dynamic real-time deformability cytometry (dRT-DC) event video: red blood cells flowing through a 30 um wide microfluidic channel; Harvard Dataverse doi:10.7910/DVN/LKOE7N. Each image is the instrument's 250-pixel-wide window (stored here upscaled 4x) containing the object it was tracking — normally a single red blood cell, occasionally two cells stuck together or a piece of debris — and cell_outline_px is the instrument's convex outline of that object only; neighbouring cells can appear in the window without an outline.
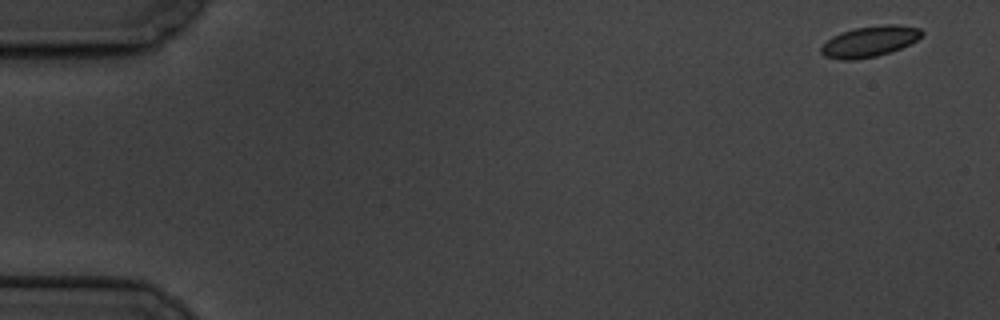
{"species": "common noctule bat (a hibernating species)", "species_latin": "Nyctalus noctula", "temperature_condition": "cold", "stored_images_in_passage": 8, "camera_frame_rate_fps": 3000, "um_per_image_px": 0.085, "animal": {"sex": "male", "body_mass_g": 19.5, "forearm_length_mm": 54.6}, "frame": {"image": 1, "passage_image": 1, "time_ms": 0.0, "image_size_px": [1000, 320], "cell_outline_px": [[924, 32], [916, 40], [900, 48], [876, 56], [856, 60], [844, 60], [824, 56], [820, 52], [820, 48], [832, 36], [840, 32], [852, 28], [884, 24], [896, 24], [920, 28]], "centroid_in_image_um": [73.89, 3.51], "position_along_channel_um": 11.1, "area_um2": 18.03}}
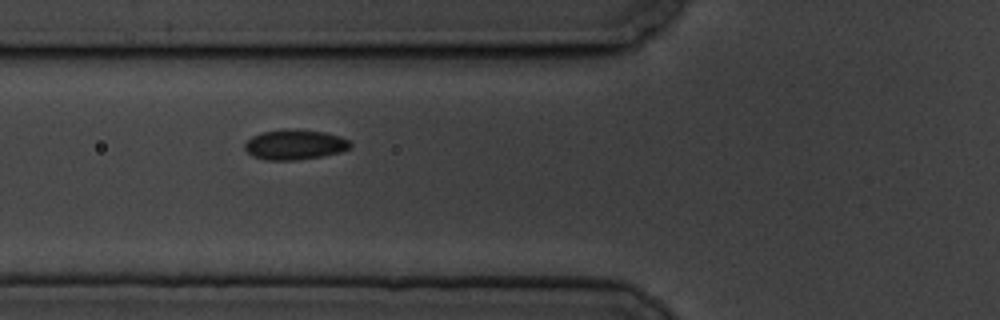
{"frame": {"image": 2, "passage_image": 6, "time_ms": 6.667, "image_size_px": [1000, 320], "cell_outline_px": [[352, 148], [340, 152], [324, 156], [296, 160], [264, 160], [252, 156], [244, 148], [244, 144], [252, 136], [264, 132], [292, 128], [296, 128], [324, 132], [340, 136], [352, 140]], "centroid_in_image_um": [25.11, 12.29], "position_along_channel_um": 100.7, "area_um2": 18.79}}
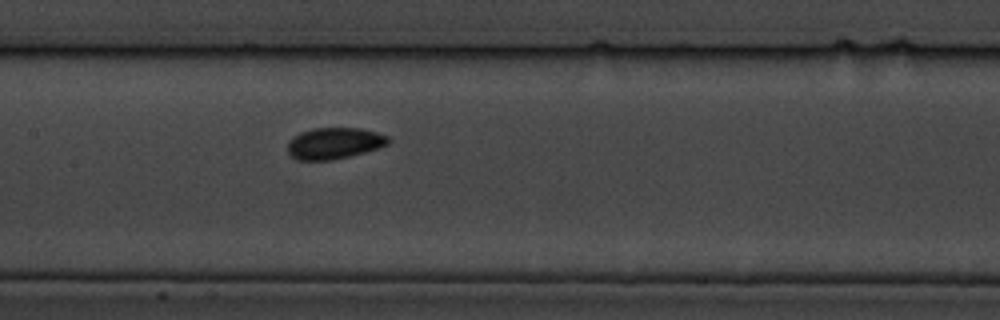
{"frame": {"image": 3, "passage_image": 8, "time_ms": 9.0, "image_size_px": [1000, 320], "cell_outline_px": [[392, 140], [388, 144], [380, 148], [332, 160], [296, 160], [288, 152], [288, 140], [292, 136], [300, 132], [312, 128], [360, 128], [376, 132], [388, 136]], "centroid_in_image_um": [28.41, 12.17], "position_along_channel_um": 179.0, "area_um2": 18.55}}